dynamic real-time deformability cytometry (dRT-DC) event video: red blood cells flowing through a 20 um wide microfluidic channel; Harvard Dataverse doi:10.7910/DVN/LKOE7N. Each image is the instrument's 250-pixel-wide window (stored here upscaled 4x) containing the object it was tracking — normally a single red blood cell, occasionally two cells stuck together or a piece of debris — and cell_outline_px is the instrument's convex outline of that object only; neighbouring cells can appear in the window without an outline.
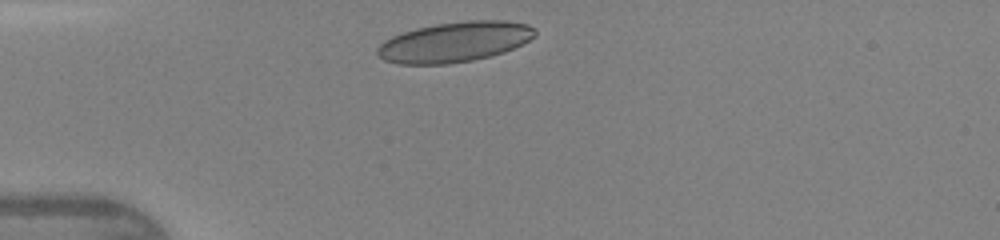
{"species": "human", "species_latin": "Homo sapiens", "temperature_condition": "warm", "stored_images_in_passage": 28, "camera_frame_rate_fps": 3000, "um_per_image_px": 0.085, "donor": {"sex": "female"}, "frame": {"image": 1, "passage_image": 1, "time_ms": 0.0, "image_size_px": [1000, 240], "cell_outline_px": [[536, 36], [504, 52], [472, 60], [448, 64], [396, 64], [384, 60], [376, 52], [376, 48], [384, 40], [392, 36], [416, 28], [436, 24], [468, 20], [504, 20], [528, 24], [536, 32]], "centroid_in_image_um": [38.61, 3.56], "position_along_channel_um": 46.4, "area_um2": 36.76}}
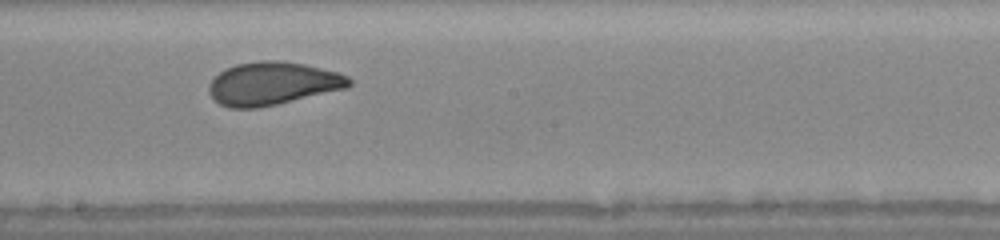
{"frame": {"image": 2, "passage_image": 15, "time_ms": 4.667, "image_size_px": [1000, 240], "cell_outline_px": [[352, 84], [348, 88], [276, 104], [256, 108], [228, 108], [220, 104], [208, 92], [208, 84], [220, 72], [236, 64], [256, 60], [280, 60], [304, 64], [336, 72], [348, 76], [352, 80]], "centroid_in_image_um": [23.17, 7.09], "position_along_channel_um": 225.0, "area_um2": 35.08}}
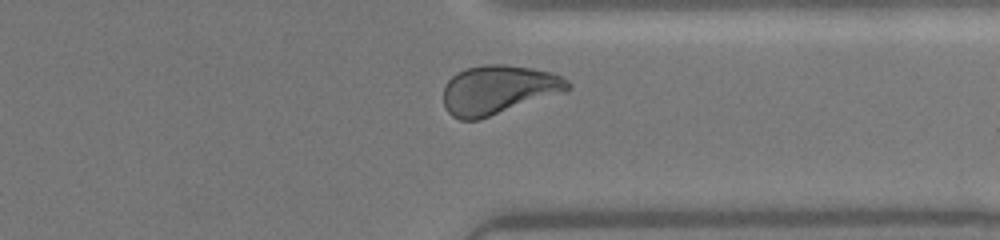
{"frame": {"image": 3, "passage_image": 25, "time_ms": 8.0, "image_size_px": [1000, 240], "cell_outline_px": [[572, 88], [480, 120], [460, 120], [452, 116], [448, 112], [444, 104], [444, 84], [456, 72], [464, 68], [484, 64], [504, 64], [532, 68], [552, 72], [568, 80], [572, 84]], "centroid_in_image_um": [42.32, 7.62], "position_along_channel_um": 369.1, "area_um2": 35.49}, "authors_computed_cell_mechanics": {"area_um2": 34.7667, "velocity_mm_per_s": 4.3172, "shape_relaxation_time_tau1_ms": 5.3023, "shape_relaxation_time_tau2_ms": 0.7351, "deformation_change_tau1": 0.1717, "deformation_change_tau2": 0.0674}}